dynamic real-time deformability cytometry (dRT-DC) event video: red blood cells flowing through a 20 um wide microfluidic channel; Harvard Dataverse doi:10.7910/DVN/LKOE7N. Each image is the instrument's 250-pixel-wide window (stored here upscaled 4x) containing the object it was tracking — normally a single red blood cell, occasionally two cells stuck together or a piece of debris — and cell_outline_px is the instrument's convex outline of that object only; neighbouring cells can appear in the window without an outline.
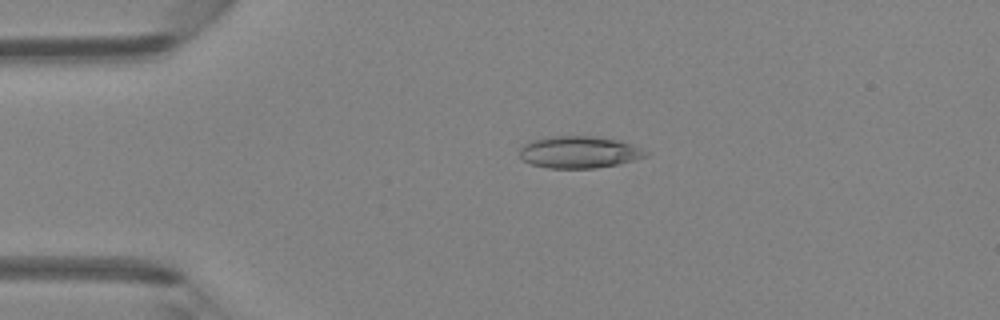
{"species": "Egyptian fruit bat (a non-hibernating species)", "species_latin": "Rousettus aegyptiacus", "temperature_condition": "room temperature", "stored_images_in_passage": 4, "camera_frame_rate_fps": 3000, "um_per_image_px": 0.085, "animal": {"sex": "female"}, "frame": {"image": 1, "passage_image": 3, "time_ms": 2.333, "image_size_px": [1000, 320], "cell_outline_px": [[648, 156], [636, 160], [620, 164], [596, 168], [548, 168], [532, 164], [524, 160], [520, 156], [520, 148], [524, 144], [532, 140], [548, 136], [596, 136], [620, 140], [640, 148], [648, 152]], "centroid_in_image_um": [49.25, 12.93], "position_along_channel_um": 35.7, "area_um2": 23.64}}